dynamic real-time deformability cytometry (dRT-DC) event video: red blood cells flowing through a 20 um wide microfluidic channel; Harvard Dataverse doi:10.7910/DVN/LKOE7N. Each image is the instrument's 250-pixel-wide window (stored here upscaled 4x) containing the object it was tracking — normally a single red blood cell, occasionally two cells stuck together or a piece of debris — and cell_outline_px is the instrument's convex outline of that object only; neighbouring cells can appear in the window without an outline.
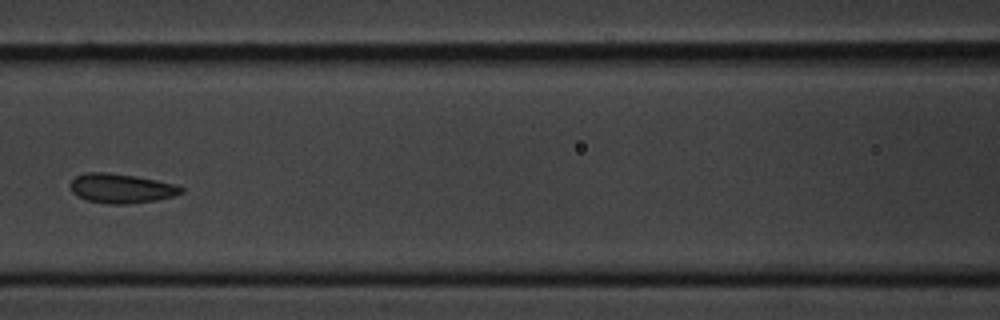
{"species": "common noctule bat (a hibernating species)", "species_latin": "Nyctalus noctula", "temperature_condition": "cold", "stored_images_in_passage": 15, "camera_frame_rate_fps": 3000, "um_per_image_px": 0.085, "animal": {"sex": "male", "body_mass_g": 20.1, "forearm_length_mm": 53.5}, "frame": {"image": 1, "passage_image": 6, "time_ms": 5.667, "image_size_px": [1000, 320], "cell_outline_px": [[184, 192], [172, 196], [156, 200], [128, 204], [108, 204], [88, 200], [72, 192], [68, 184], [76, 176], [84, 172], [108, 172], [136, 176], [176, 184], [184, 188]], "centroid_in_image_um": [10.3, 16.0], "position_along_channel_um": 156.3, "area_um2": 19.07}}
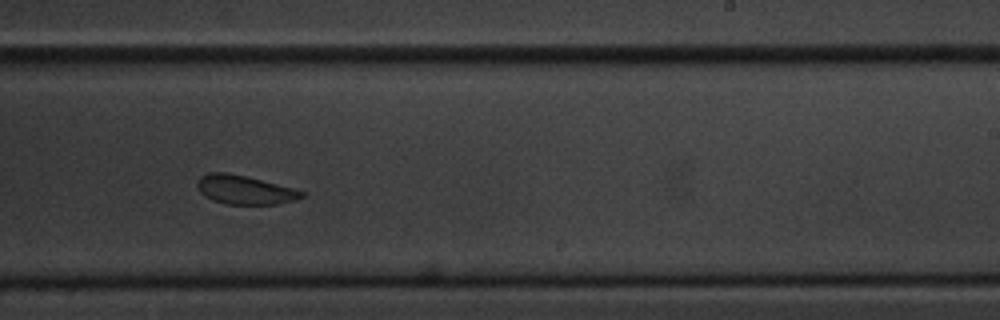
{"frame": {"image": 2, "passage_image": 9, "time_ms": 9.0, "image_size_px": [1000, 320], "cell_outline_px": [[304, 196], [292, 200], [276, 204], [224, 204], [212, 200], [204, 196], [200, 192], [196, 184], [200, 176], [208, 172], [228, 172], [292, 188], [304, 192]], "centroid_in_image_um": [20.71, 16.13], "position_along_channel_um": 268.3, "area_um2": 17.34}}
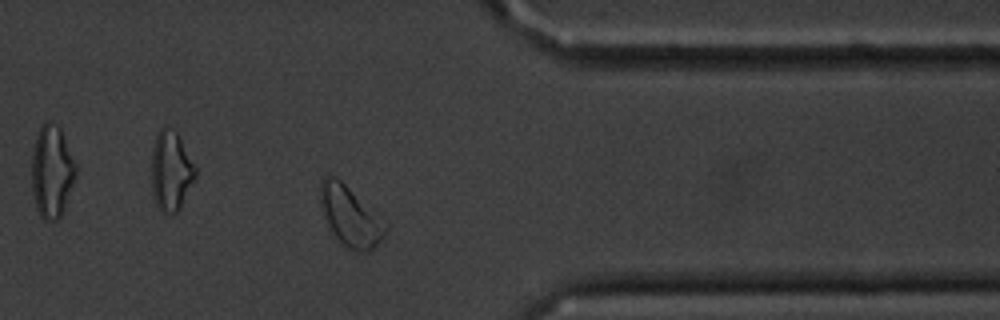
{"frame": {"image": 3, "passage_image": 12, "time_ms": 12.667, "image_size_px": [1000, 320], "cell_outline_px": [[388, 224], [384, 236], [368, 252], [360, 252], [348, 248], [336, 236], [324, 212], [320, 200], [320, 180], [324, 176], [336, 176]], "centroid_in_image_um": [29.79, 18.36], "position_along_channel_um": 381.6, "area_um2": 21.91}, "authors_computed_cell_mechanics": {"area_um2": 19.074, "velocity_mm_per_s": 3.366, "shape_relaxation_time_tau1_ms": 1.4214, "shape_relaxation_time_tau2_ms": 1.1529, "deformation_change_tau1": 0.0711, "deformation_change_tau2": 0.0697}}